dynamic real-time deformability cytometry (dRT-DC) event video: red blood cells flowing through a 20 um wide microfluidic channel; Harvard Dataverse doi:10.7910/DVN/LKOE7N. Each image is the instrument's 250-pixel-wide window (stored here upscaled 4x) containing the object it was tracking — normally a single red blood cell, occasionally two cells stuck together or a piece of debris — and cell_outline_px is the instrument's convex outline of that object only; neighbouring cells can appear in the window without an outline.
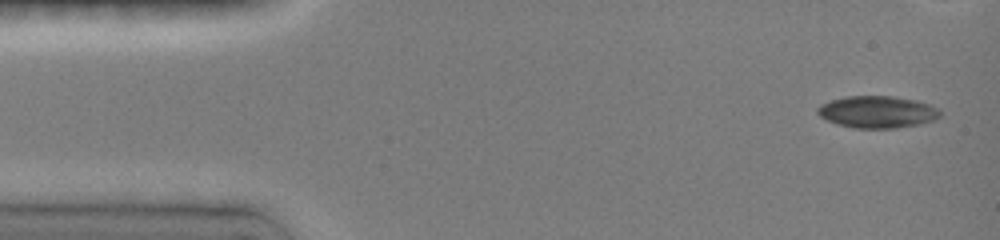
{"species": "common noctule bat (a hibernating species)", "species_latin": "Nyctalus noctula", "temperature_condition": "room temperature", "stored_images_in_passage": 7, "camera_frame_rate_fps": 3000, "um_per_image_px": 0.085, "animal": {"sex": "female", "body_mass_g": 19.0, "forearm_length_mm": 51.5}, "frame": {"image": 1, "passage_image": 1, "time_ms": 0.0, "image_size_px": [1000, 240], "cell_outline_px": [[940, 116], [932, 120], [920, 124], [896, 128], [852, 128], [828, 120], [820, 116], [816, 112], [816, 108], [820, 104], [844, 96], [892, 96], [916, 100], [928, 104], [936, 108], [940, 112]], "centroid_in_image_um": [74.54, 9.51], "position_along_channel_um": 10.5, "area_um2": 22.72}}
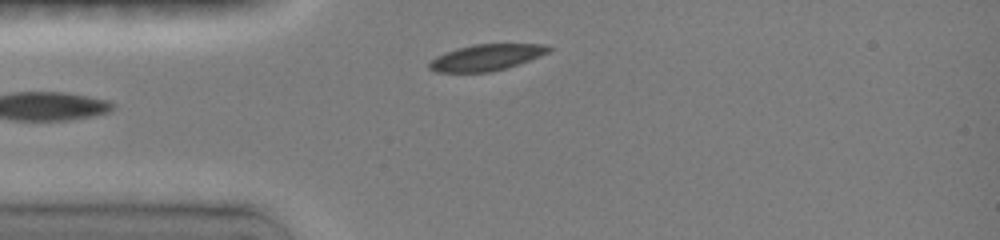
{"frame": {"image": 2, "passage_image": 7, "time_ms": 4.333, "image_size_px": [1000, 240], "cell_outline_px": [[552, 48], [548, 52], [528, 60], [504, 68], [488, 72], [436, 72], [428, 68], [428, 64], [436, 56], [444, 52], [456, 48], [472, 44], [544, 44]], "centroid_in_image_um": [41.27, 4.87], "position_along_channel_um": 43.7, "area_um2": 18.03}}